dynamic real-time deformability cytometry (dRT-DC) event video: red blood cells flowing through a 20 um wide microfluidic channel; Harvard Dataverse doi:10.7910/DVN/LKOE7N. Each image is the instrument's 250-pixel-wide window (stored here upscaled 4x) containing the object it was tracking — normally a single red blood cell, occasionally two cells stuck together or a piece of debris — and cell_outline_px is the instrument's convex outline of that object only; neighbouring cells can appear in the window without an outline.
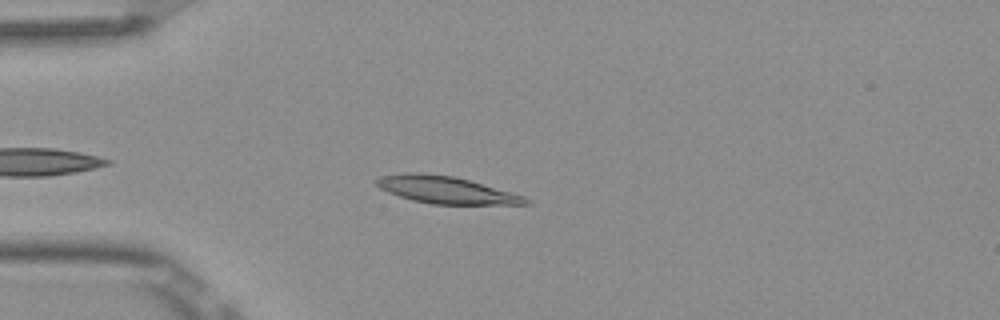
{"species": "Egyptian fruit bat (a non-hibernating species)", "species_latin": "Rousettus aegyptiacus", "temperature_condition": "room temperature", "stored_images_in_passage": 8, "camera_frame_rate_fps": 3000, "um_per_image_px": 0.085, "frame": {"image": 1, "passage_image": 4, "time_ms": 1.0, "image_size_px": [1000, 320], "cell_outline_px": [[532, 204], [432, 204], [412, 200], [388, 192], [380, 188], [376, 184], [376, 180], [380, 176], [408, 172], [416, 172], [452, 176], [468, 180], [524, 196]], "centroid_in_image_um": [37.87, 16.14], "position_along_channel_um": 47.1, "area_um2": 23.18}}
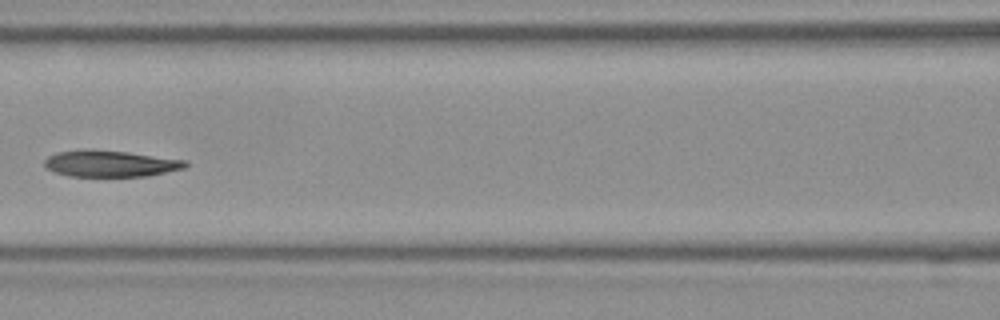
{"frame": {"image": 2, "passage_image": 7, "time_ms": 2.0, "image_size_px": [1000, 320], "cell_outline_px": [[188, 164], [184, 168], [148, 176], [68, 176], [56, 172], [48, 168], [44, 164], [44, 160], [48, 156], [56, 152], [80, 148], [92, 148], [128, 152], [188, 160]], "centroid_in_image_um": [9.36, 13.88], "position_along_channel_um": 157.2, "area_um2": 22.02}}
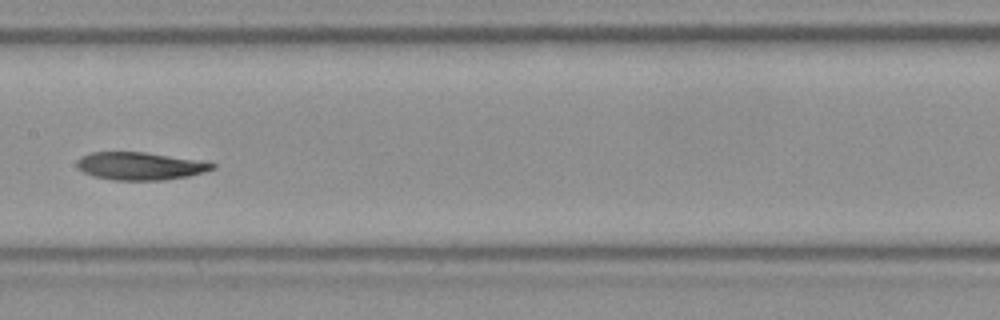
{"frame": {"image": 3, "passage_image": 8, "time_ms": 2.333, "image_size_px": [1000, 320], "cell_outline_px": [[216, 168], [204, 172], [188, 176], [164, 180], [116, 180], [92, 176], [84, 172], [76, 164], [76, 160], [80, 156], [88, 152], [144, 152], [200, 160], [216, 164]], "centroid_in_image_um": [11.9, 14.11], "position_along_channel_um": 195.5, "area_um2": 21.96}}